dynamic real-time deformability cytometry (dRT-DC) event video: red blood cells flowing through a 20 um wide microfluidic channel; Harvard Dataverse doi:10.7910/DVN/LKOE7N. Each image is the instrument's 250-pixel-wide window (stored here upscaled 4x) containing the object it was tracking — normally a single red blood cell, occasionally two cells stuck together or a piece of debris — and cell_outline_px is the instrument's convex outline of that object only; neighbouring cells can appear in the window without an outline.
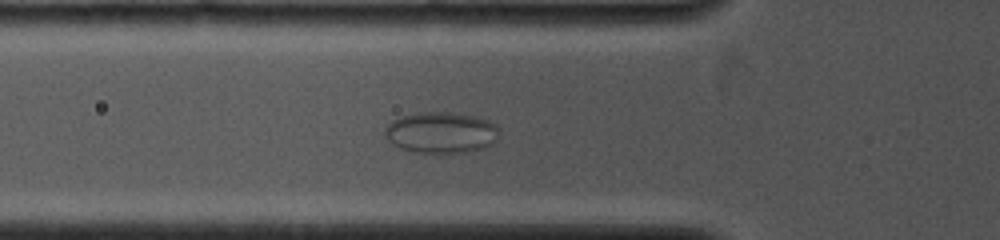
{"species": "common noctule bat (a hibernating species)", "species_latin": "Nyctalus noctula", "temperature_condition": "cold", "stored_images_in_passage": 87, "camera_frame_rate_fps": 4000, "um_per_image_px": 0.085, "animal": {"sex": "female", "body_mass_g": 19.0, "forearm_length_mm": 53.3}, "frame": {"image": 1, "passage_image": 28, "time_ms": 5.25, "image_size_px": [1000, 240], "cell_outline_px": [[500, 136], [492, 144], [484, 148], [464, 152], [416, 152], [400, 148], [392, 144], [384, 136], [384, 128], [392, 120], [400, 116], [420, 112], [448, 112], [472, 116], [488, 120], [496, 124], [500, 128]], "centroid_in_image_um": [37.5, 11.26], "position_along_channel_um": 88.3, "area_um2": 27.57}}
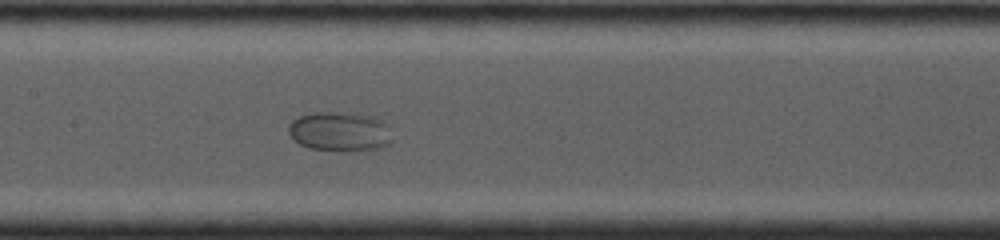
{"frame": {"image": 2, "passage_image": 41, "time_ms": 7.5, "image_size_px": [1000, 240], "cell_outline_px": [[392, 140], [388, 144], [380, 148], [312, 148], [300, 144], [288, 132], [288, 124], [292, 120], [300, 116], [312, 112], [356, 112], [376, 116], [388, 124]], "centroid_in_image_um": [28.91, 11.09], "position_along_channel_um": 178.5, "area_um2": 23.35}}
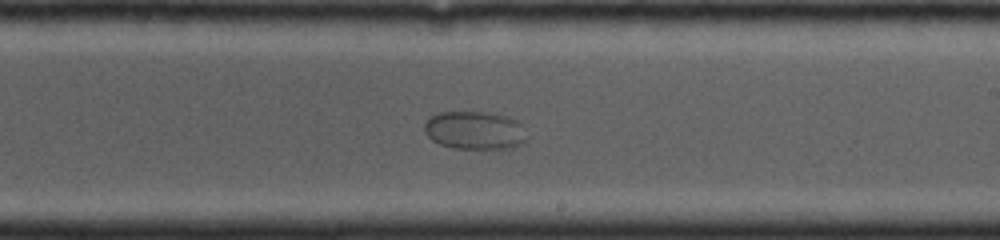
{"frame": {"image": 3, "passage_image": 52, "time_ms": 9.25, "image_size_px": [1000, 240], "cell_outline_px": [[524, 144], [512, 148], [452, 148], [440, 144], [432, 140], [424, 132], [424, 124], [428, 116], [440, 112], [488, 112], [508, 116], [516, 120], [520, 124], [524, 140]], "centroid_in_image_um": [40.29, 11.07], "position_along_channel_um": 248.7, "area_um2": 22.72}}